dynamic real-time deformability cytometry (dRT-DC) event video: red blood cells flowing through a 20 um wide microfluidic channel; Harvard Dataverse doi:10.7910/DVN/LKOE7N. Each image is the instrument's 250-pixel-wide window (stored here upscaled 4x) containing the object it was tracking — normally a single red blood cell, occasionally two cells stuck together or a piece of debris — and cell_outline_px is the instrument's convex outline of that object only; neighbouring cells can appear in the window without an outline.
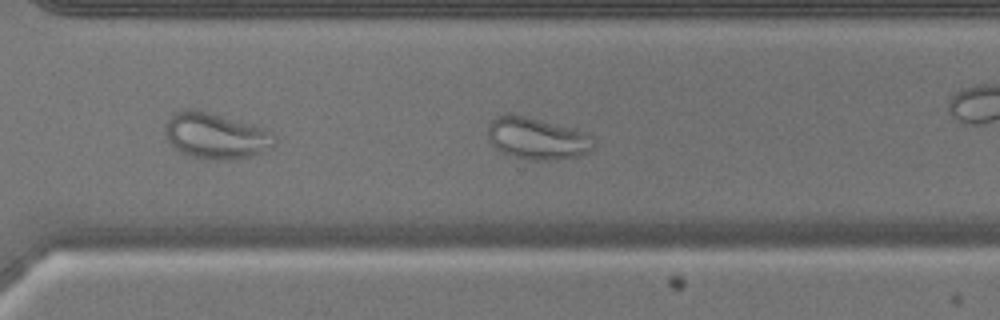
{"species": "common noctule bat (a hibernating species)", "species_latin": "Nyctalus noctula", "temperature_condition": "warm", "stored_images_in_passage": 37, "camera_frame_rate_fps": 3000, "um_per_image_px": 0.085, "animal": {"sex": "male", "body_mass_g": 17.9}, "frame": {"image": 1, "passage_image": 22, "time_ms": 7.0, "image_size_px": [1000, 320], "cell_outline_px": [[596, 144], [588, 152], [580, 156], [556, 160], [532, 160], [512, 156], [500, 152], [488, 140], [488, 124], [496, 116], [508, 112], [528, 116], [568, 128], [592, 136]], "centroid_in_image_um": [45.6, 11.77], "position_along_channel_um": 325.0, "area_um2": 25.95}}